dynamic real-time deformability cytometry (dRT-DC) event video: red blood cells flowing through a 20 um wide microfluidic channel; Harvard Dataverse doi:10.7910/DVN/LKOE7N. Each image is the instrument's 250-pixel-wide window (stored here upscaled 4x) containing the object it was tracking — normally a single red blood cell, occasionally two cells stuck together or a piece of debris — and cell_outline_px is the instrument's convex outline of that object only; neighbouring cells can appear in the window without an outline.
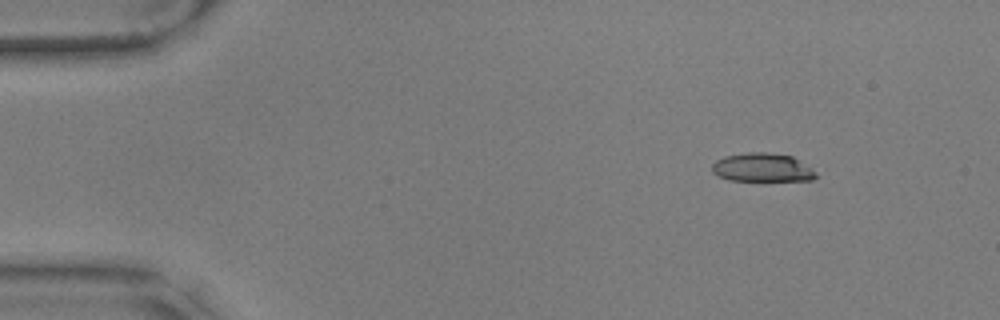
{"species": "common noctule bat (a hibernating species)", "species_latin": "Nyctalus noctula", "temperature_condition": "warm", "stored_images_in_passage": 51, "camera_frame_rate_fps": 3000, "um_per_image_px": 0.085, "animal": {"sex": "male", "body_mass_g": 17.9, "forearm_length_mm": 54.2}, "frame": {"image": 1, "passage_image": 1, "time_ms": 0.0, "image_size_px": [1000, 320], "cell_outline_px": [[816, 176], [812, 180], [728, 180], [716, 176], [712, 172], [712, 164], [716, 160], [724, 156], [748, 152], [764, 152], [792, 156], [816, 172]], "centroid_in_image_um": [64.73, 14.24], "position_along_channel_um": 20.3, "area_um2": 17.17}}
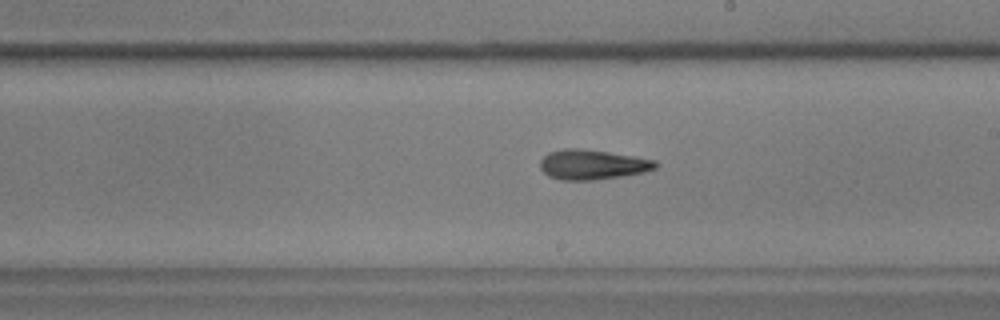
{"frame": {"image": 2, "passage_image": 27, "time_ms": 8.667, "image_size_px": [1000, 320], "cell_outline_px": [[660, 164], [656, 168], [644, 172], [620, 176], [592, 180], [560, 180], [548, 176], [540, 168], [540, 160], [548, 152], [564, 148], [580, 148], [608, 152], [656, 160]], "centroid_in_image_um": [50.33, 13.98], "position_along_channel_um": 238.7, "area_um2": 20.11}}
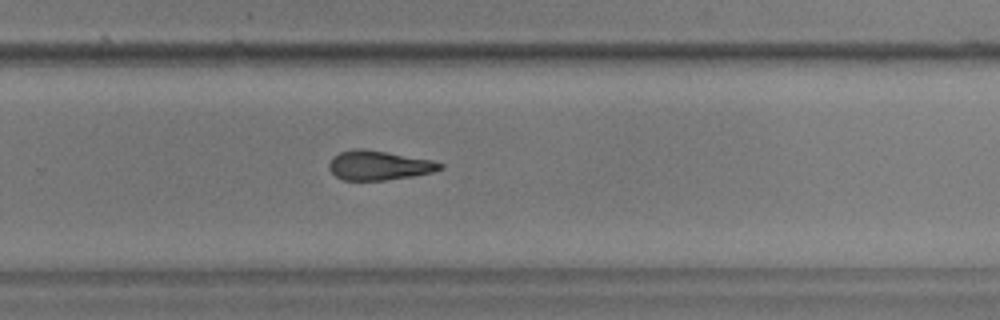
{"frame": {"image": 3, "passage_image": 32, "time_ms": 10.333, "image_size_px": [1000, 320], "cell_outline_px": [[444, 168], [432, 172], [412, 176], [384, 180], [344, 180], [336, 176], [328, 168], [328, 164], [332, 156], [340, 152], [352, 148], [364, 148], [432, 160], [444, 164]], "centroid_in_image_um": [32.18, 14.04], "position_along_channel_um": 297.6, "area_um2": 19.07}, "authors_computed_cell_mechanics": {"area_um2": 19.363, "velocity_mm_per_s": 3.5497, "shape_relaxation_time_tau1_ms": 3.8744, "shape_relaxation_time_tau2_ms": 5.8525, "deformation_change_tau1": 0.137, "deformation_change_tau2": 0.1541}}